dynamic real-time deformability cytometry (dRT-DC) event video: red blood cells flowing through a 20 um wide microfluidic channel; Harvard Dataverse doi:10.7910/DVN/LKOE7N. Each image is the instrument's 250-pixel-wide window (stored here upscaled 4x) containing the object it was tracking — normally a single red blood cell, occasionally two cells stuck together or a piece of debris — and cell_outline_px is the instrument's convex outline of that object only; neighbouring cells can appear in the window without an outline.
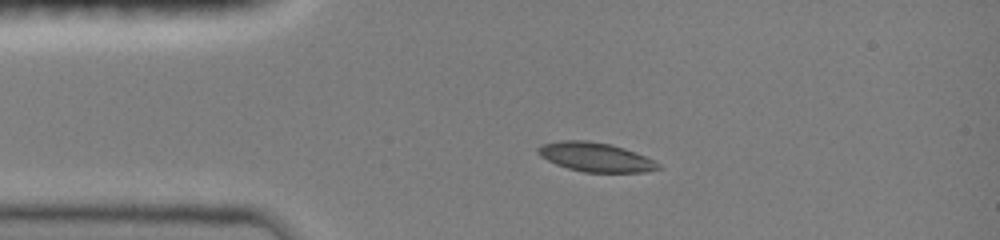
{"species": "common noctule bat (a hibernating species)", "species_latin": "Nyctalus noctula", "temperature_condition": "room temperature", "stored_images_in_passage": 4, "camera_frame_rate_fps": 3000, "um_per_image_px": 0.085, "animal": {"sex": "female", "body_mass_g": 19.0, "forearm_length_mm": 51.5}, "frame": {"image": 1, "passage_image": 1, "time_ms": 0.0, "image_size_px": [1000, 240], "cell_outline_px": [[664, 168], [644, 172], [584, 172], [568, 168], [556, 164], [540, 156], [536, 152], [536, 148], [540, 144], [560, 140], [588, 140], [612, 144], [624, 148], [644, 156], [660, 164]], "centroid_in_image_um": [50.59, 13.34], "position_along_channel_um": 34.4, "area_um2": 20.52}}
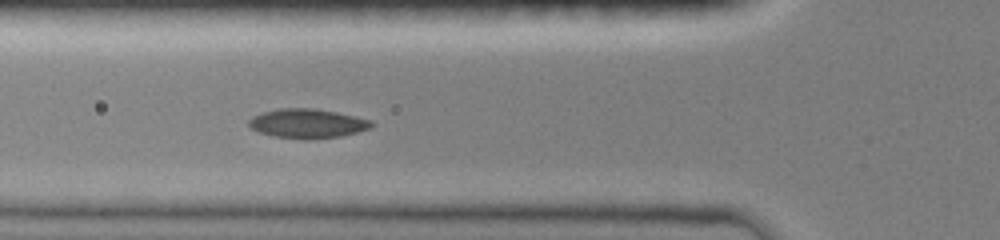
{"frame": {"image": 2, "passage_image": 4, "time_ms": 2.333, "image_size_px": [1000, 240], "cell_outline_px": [[372, 124], [368, 128], [356, 132], [340, 136], [272, 136], [260, 132], [252, 128], [248, 124], [248, 120], [252, 116], [260, 112], [280, 108], [316, 108], [356, 116], [372, 120]], "centroid_in_image_um": [26.09, 10.43], "position_along_channel_um": 99.7, "area_um2": 20.0}}